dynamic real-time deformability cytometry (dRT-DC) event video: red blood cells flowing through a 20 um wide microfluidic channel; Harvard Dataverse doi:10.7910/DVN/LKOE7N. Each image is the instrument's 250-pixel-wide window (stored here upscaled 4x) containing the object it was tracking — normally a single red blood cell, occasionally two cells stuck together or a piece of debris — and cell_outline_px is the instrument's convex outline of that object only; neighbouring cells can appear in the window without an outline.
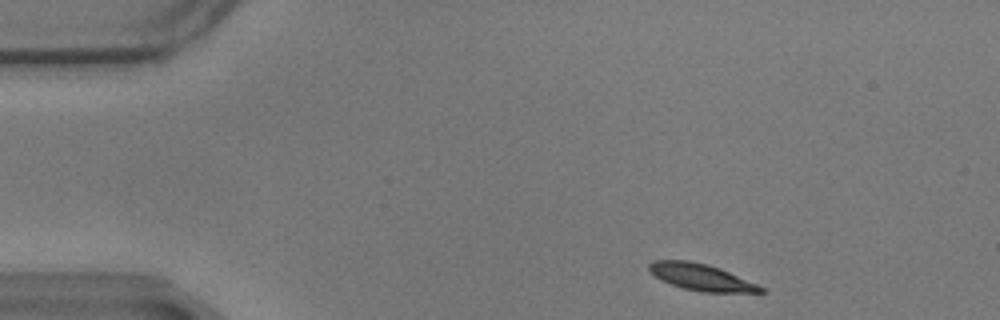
{"species": "common noctule bat (a hibernating species)", "species_latin": "Nyctalus noctula", "temperature_condition": "warm", "stored_images_in_passage": 51, "camera_frame_rate_fps": 3000, "um_per_image_px": 0.085, "animal": {"sex": "male", "body_mass_g": 17.9}, "frame": {"image": 1, "passage_image": 1, "time_ms": 0.0, "image_size_px": [1000, 320], "cell_outline_px": [[768, 292], [700, 292], [684, 288], [660, 280], [648, 268], [648, 264], [652, 260], [688, 260], [720, 268], [756, 284], [764, 288]], "centroid_in_image_um": [59.57, 23.55], "position_along_channel_um": 25.4, "area_um2": 17.05}}
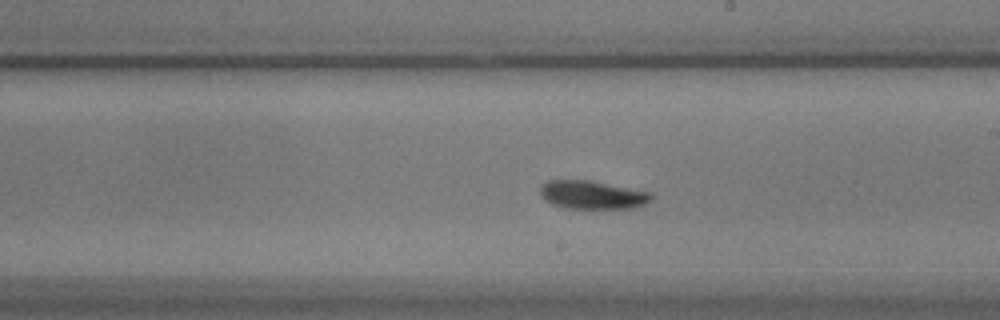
{"frame": {"image": 2, "passage_image": 26, "time_ms": 8.333, "image_size_px": [1000, 320], "cell_outline_px": [[652, 200], [644, 204], [632, 208], [568, 208], [552, 204], [540, 196], [540, 184], [548, 180], [588, 180], [652, 192]], "centroid_in_image_um": [50.33, 16.55], "position_along_channel_um": 238.7, "area_um2": 18.32}}
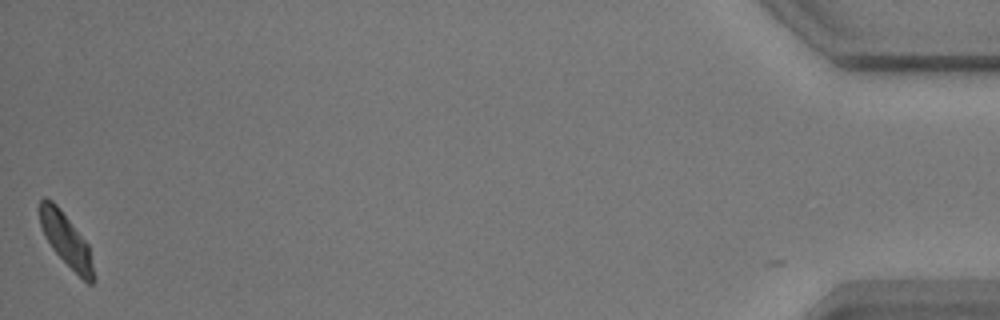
{"frame": {"image": 3, "passage_image": 51, "time_ms": 16.667, "image_size_px": [1000, 320], "cell_outline_px": [[96, 280], [92, 284], [88, 284], [52, 248], [44, 236], [40, 224], [40, 200], [44, 196], [52, 200], [56, 204], [88, 244], [96, 276]], "centroid_in_image_um": [5.64, 20.41], "position_along_channel_um": 429.6, "area_um2": 16.36}, "authors_computed_cell_mechanics": {"area_um2": 17.9758, "velocity_mm_per_s": 3.4119, "shape_relaxation_time_tau1_ms": 3.777, "shape_relaxation_time_tau2_ms": 7.9934, "deformation_change_tau1": 0.1164, "deformation_change_tau2": 0.0958}}